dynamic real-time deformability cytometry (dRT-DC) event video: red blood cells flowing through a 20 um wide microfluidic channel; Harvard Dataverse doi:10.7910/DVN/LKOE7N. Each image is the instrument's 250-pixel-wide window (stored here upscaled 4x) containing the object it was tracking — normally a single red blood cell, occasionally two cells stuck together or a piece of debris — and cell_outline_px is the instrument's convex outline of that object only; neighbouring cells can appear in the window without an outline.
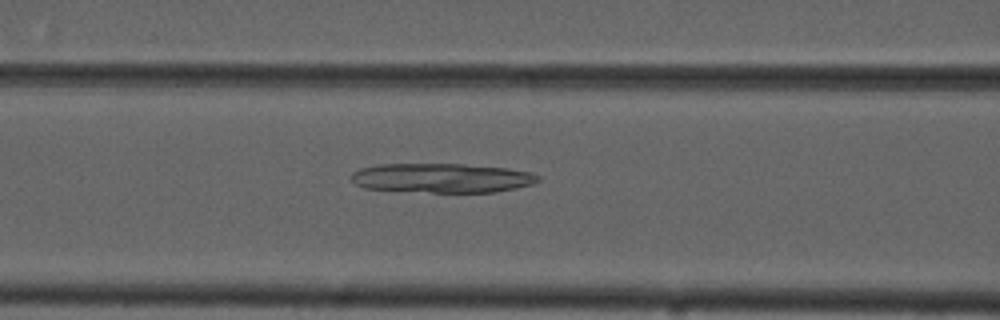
{"species": "common noctule bat (a hibernating species)", "species_latin": "Nyctalus noctula", "temperature_condition": "cold", "stored_images_in_passage": 55, "camera_frame_rate_fps": 3000, "um_per_image_px": 0.085, "animal": {"sex": "male", "forearm_length_mm": 52.5}, "frame": {"image": 1, "passage_image": 23, "time_ms": 7.333, "image_size_px": [1000, 320], "cell_outline_px": [[540, 180], [532, 184], [516, 188], [496, 192], [432, 192], [364, 188], [356, 184], [352, 180], [352, 172], [360, 168], [380, 164], [460, 164], [508, 168], [532, 172], [540, 176]], "centroid_in_image_um": [37.59, 15.12], "position_along_channel_um": 129.0, "area_um2": 31.91}}
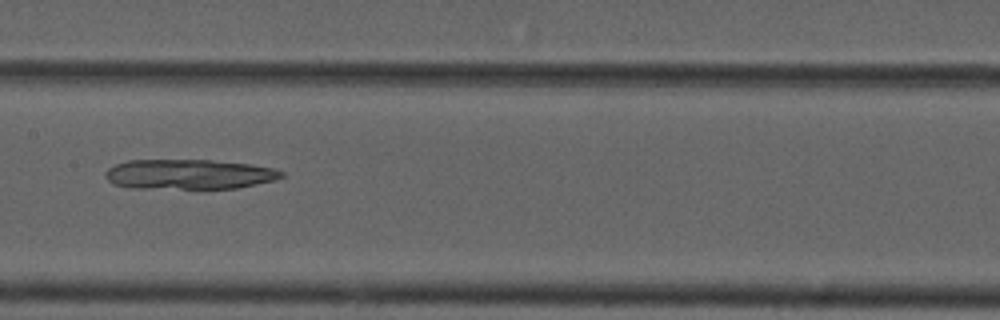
{"frame": {"image": 2, "passage_image": 28, "time_ms": 9.0, "image_size_px": [1000, 320], "cell_outline_px": [[284, 176], [276, 180], [236, 188], [128, 188], [112, 184], [104, 176], [104, 172], [108, 168], [116, 164], [128, 160], [212, 160], [252, 164], [272, 168], [284, 172]], "centroid_in_image_um": [16.04, 14.81], "position_along_channel_um": 191.4, "area_um2": 30.87}}
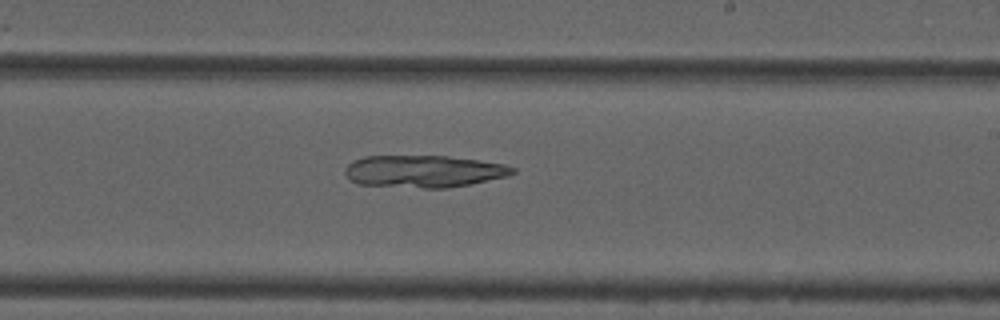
{"frame": {"image": 3, "passage_image": 33, "time_ms": 10.667, "image_size_px": [1000, 320], "cell_outline_px": [[516, 172], [508, 176], [448, 188], [424, 188], [356, 184], [344, 172], [344, 168], [352, 160], [364, 156], [448, 156], [504, 164], [516, 168]], "centroid_in_image_um": [36.0, 14.56], "position_along_channel_um": 253.0, "area_um2": 31.39}}